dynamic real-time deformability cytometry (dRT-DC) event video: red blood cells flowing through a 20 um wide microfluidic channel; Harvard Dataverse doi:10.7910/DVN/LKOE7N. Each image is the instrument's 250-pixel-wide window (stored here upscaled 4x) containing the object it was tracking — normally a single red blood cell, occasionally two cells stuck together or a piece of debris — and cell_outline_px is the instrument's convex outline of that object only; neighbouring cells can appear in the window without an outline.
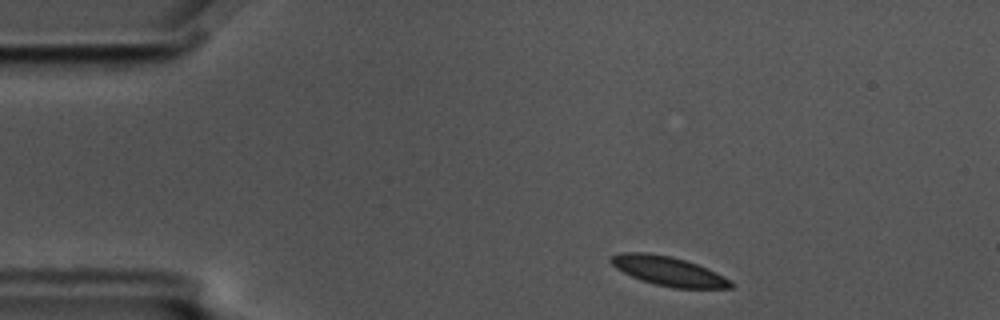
{"species": "common noctule bat (a hibernating species)", "species_latin": "Nyctalus noctula", "temperature_condition": "cold", "stored_images_in_passage": 3, "camera_frame_rate_fps": 3000, "um_per_image_px": 0.085, "animal": {"sex": "male", "body_mass_g": 17.5, "forearm_length_mm": 52.3}, "frame": {"image": 1, "passage_image": 1, "time_ms": 0.0, "image_size_px": [1000, 320], "cell_outline_px": [[736, 284], [732, 288], [672, 288], [640, 280], [616, 268], [608, 260], [612, 256], [620, 252], [648, 252], [672, 256], [696, 264], [716, 272], [732, 280]], "centroid_in_image_um": [56.84, 23.04], "position_along_channel_um": 28.2, "area_um2": 20.52}}
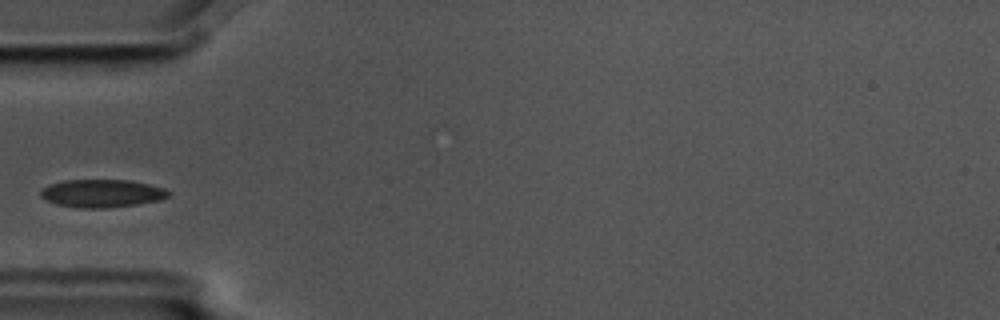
{"frame": {"image": 2, "passage_image": 3, "time_ms": 0.667, "image_size_px": [1000, 320], "cell_outline_px": [[172, 192], [168, 196], [160, 200], [136, 204], [104, 208], [80, 208], [56, 204], [40, 196], [40, 192], [48, 184], [64, 180], [132, 180], [164, 188]], "centroid_in_image_um": [8.67, 16.43], "position_along_channel_um": 76.3, "area_um2": 20.75}}